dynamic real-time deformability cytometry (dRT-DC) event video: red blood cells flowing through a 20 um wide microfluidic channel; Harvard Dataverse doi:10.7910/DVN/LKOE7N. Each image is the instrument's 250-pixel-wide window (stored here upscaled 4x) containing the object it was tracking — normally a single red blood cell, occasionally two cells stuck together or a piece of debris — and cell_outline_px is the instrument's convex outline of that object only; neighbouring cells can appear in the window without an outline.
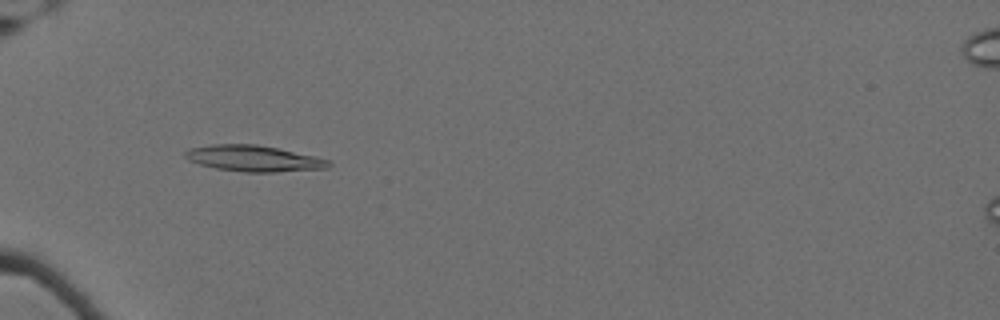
{"species": "Egyptian fruit bat (a non-hibernating species)", "species_latin": "Rousettus aegyptiacus", "temperature_condition": "cold", "stored_images_in_passage": 40, "camera_frame_rate_fps": 3000, "um_per_image_px": 0.085, "animal": {"sex": "female"}, "frame": {"image": 1, "passage_image": 2, "time_ms": 0.333, "image_size_px": [1000, 320], "cell_outline_px": [[332, 164], [328, 168], [276, 172], [244, 172], [216, 168], [200, 164], [188, 160], [184, 156], [184, 152], [188, 148], [212, 144], [256, 144], [276, 148], [312, 156], [328, 160]], "centroid_in_image_um": [21.51, 13.47], "position_along_channel_um": 63.5, "area_um2": 21.62}}
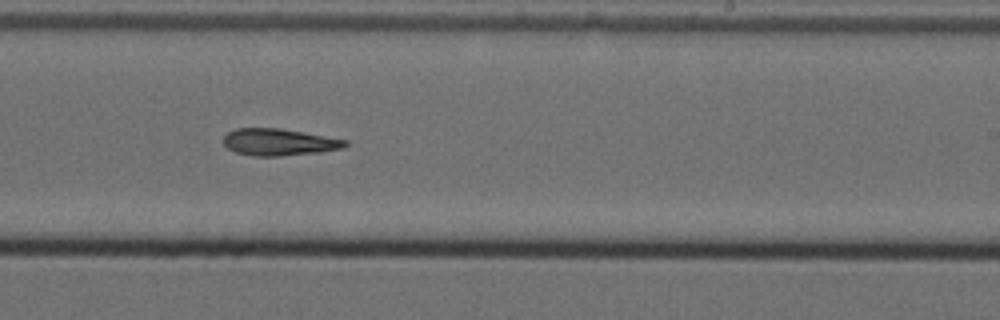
{"frame": {"image": 2, "passage_image": 20, "time_ms": 6.333, "image_size_px": [1000, 320], "cell_outline_px": [[348, 144], [344, 148], [320, 152], [280, 156], [252, 156], [236, 152], [228, 148], [220, 140], [228, 132], [236, 128], [280, 128], [348, 140]], "centroid_in_image_um": [23.7, 12.08], "position_along_channel_um": 265.3, "area_um2": 19.19}}
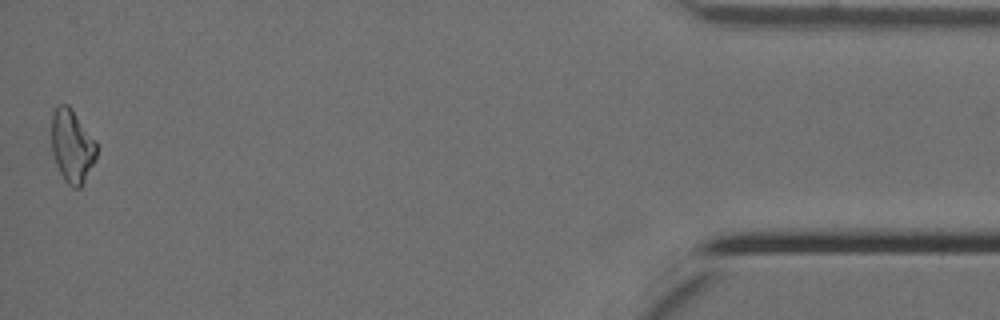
{"frame": {"image": 3, "passage_image": 40, "time_ms": 13.0, "image_size_px": [1000, 320], "cell_outline_px": [[96, 156], [80, 188], [72, 188], [64, 180], [56, 164], [52, 152], [52, 112], [60, 104], [68, 104], [96, 140]], "centroid_in_image_um": [6.11, 12.4], "position_along_channel_um": 429.1, "area_um2": 18.96}}